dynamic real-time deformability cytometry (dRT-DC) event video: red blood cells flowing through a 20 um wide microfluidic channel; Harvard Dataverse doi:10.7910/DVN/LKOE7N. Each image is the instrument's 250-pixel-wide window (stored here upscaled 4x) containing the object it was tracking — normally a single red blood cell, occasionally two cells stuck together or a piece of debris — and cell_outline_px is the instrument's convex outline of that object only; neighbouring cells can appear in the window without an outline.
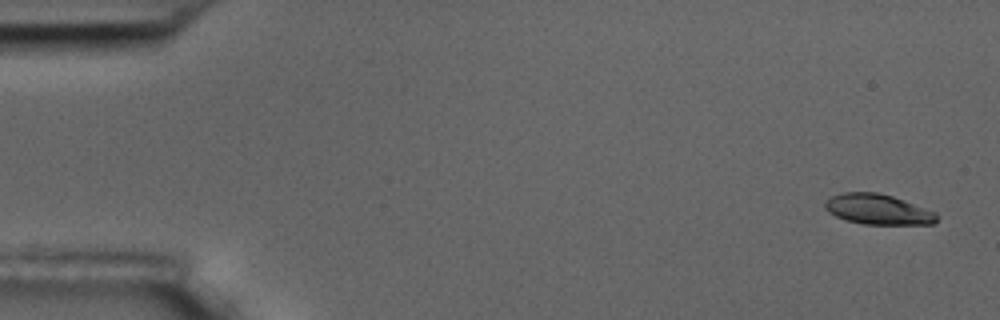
{"species": "common noctule bat (a hibernating species)", "species_latin": "Nyctalus noctula", "temperature_condition": "room temperature", "stored_images_in_passage": 5, "camera_frame_rate_fps": 3000, "um_per_image_px": 0.085, "animal": {"sex": "male", "body_mass_g": 17.5, "forearm_length_mm": 52.3}, "frame": {"image": 1, "passage_image": 1, "time_ms": 0.0, "image_size_px": [1000, 320], "cell_outline_px": [[936, 220], [932, 224], [864, 224], [844, 220], [828, 212], [824, 208], [824, 200], [832, 196], [844, 192], [876, 192], [892, 196], [904, 200], [936, 212]], "centroid_in_image_um": [74.57, 17.79], "position_along_channel_um": 10.4, "area_um2": 19.71}}
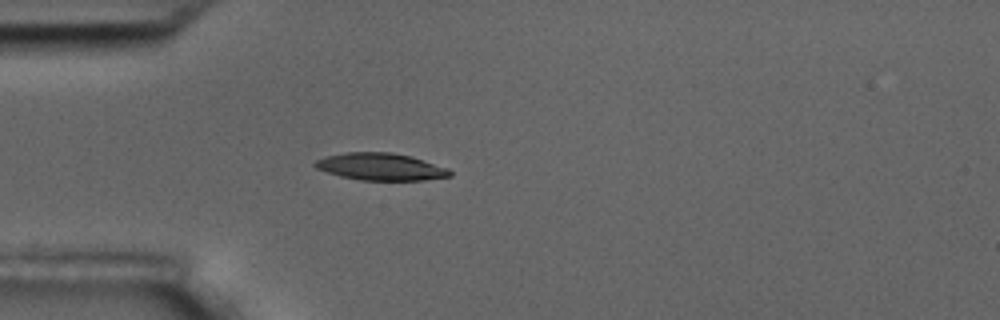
{"frame": {"image": 2, "passage_image": 5, "time_ms": 4.667, "image_size_px": [1000, 320], "cell_outline_px": [[452, 176], [424, 180], [360, 180], [340, 176], [316, 168], [312, 164], [316, 160], [324, 156], [348, 152], [392, 152], [408, 156], [448, 168], [452, 172]], "centroid_in_image_um": [32.33, 14.17], "position_along_channel_um": 52.7, "area_um2": 21.21}}